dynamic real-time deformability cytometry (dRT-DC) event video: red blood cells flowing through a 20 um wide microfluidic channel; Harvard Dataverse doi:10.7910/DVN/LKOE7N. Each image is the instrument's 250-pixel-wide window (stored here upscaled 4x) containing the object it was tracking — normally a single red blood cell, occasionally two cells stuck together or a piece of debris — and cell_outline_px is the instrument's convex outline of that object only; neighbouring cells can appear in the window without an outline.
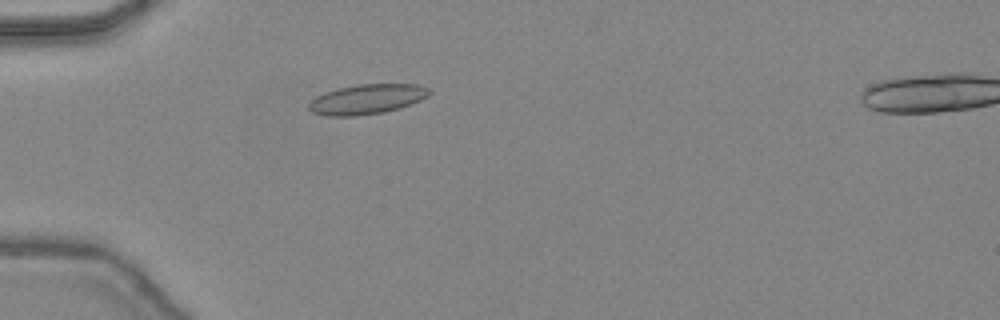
{"species": "common noctule bat (a hibernating species)", "species_latin": "Nyctalus noctula", "temperature_condition": "warm", "stored_images_in_passage": 43, "camera_frame_rate_fps": 3000, "um_per_image_px": 0.085, "animal": {"sex": "female", "body_mass_g": 24.6, "forearm_length_mm": 56.2}, "frame": {"image": 1, "passage_image": 11, "time_ms": 3.333, "image_size_px": [1000, 320], "cell_outline_px": [[432, 92], [428, 96], [412, 104], [400, 108], [384, 112], [356, 116], [328, 116], [312, 112], [308, 108], [308, 104], [316, 96], [324, 92], [340, 88], [360, 84], [416, 84], [428, 88]], "centroid_in_image_um": [31.2, 8.43], "position_along_channel_um": 53.8, "area_um2": 20.98}}
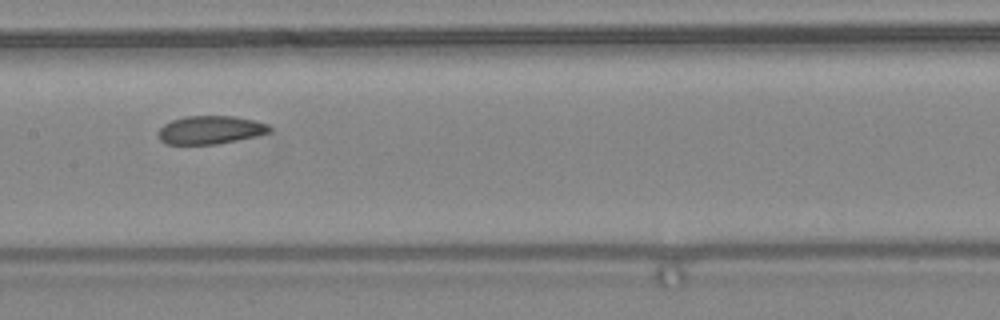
{"frame": {"image": 2, "passage_image": 21, "time_ms": 6.667, "image_size_px": [1000, 320], "cell_outline_px": [[272, 132], [256, 136], [216, 144], [164, 144], [160, 140], [160, 128], [164, 124], [172, 120], [184, 116], [236, 116], [268, 124], [272, 128]], "centroid_in_image_um": [17.9, 11.04], "position_along_channel_um": 189.5, "area_um2": 18.26}}
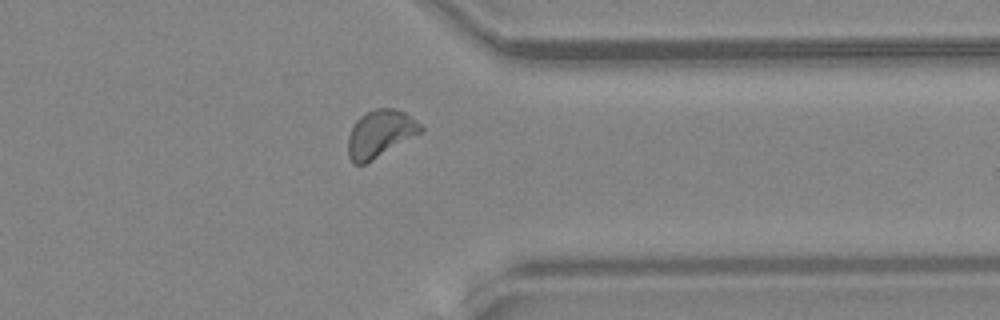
{"frame": {"image": 3, "passage_image": 34, "time_ms": 11.0, "image_size_px": [1000, 320], "cell_outline_px": [[424, 132], [372, 160], [364, 164], [356, 164], [348, 156], [348, 136], [356, 120], [360, 116], [376, 108], [396, 108], [404, 112], [420, 124], [424, 128]], "centroid_in_image_um": [32.33, 11.36], "position_along_channel_um": 379.1, "area_um2": 19.94}, "authors_computed_cell_mechanics": {"area_um2": 19.4208, "velocity_mm_per_s": 4.4609, "shape_relaxation_time_tau1_ms": null, "shape_relaxation_time_tau2_ms": 2.3527, "deformation_change_tau1": null, "deformation_change_tau2": 0.0655}}